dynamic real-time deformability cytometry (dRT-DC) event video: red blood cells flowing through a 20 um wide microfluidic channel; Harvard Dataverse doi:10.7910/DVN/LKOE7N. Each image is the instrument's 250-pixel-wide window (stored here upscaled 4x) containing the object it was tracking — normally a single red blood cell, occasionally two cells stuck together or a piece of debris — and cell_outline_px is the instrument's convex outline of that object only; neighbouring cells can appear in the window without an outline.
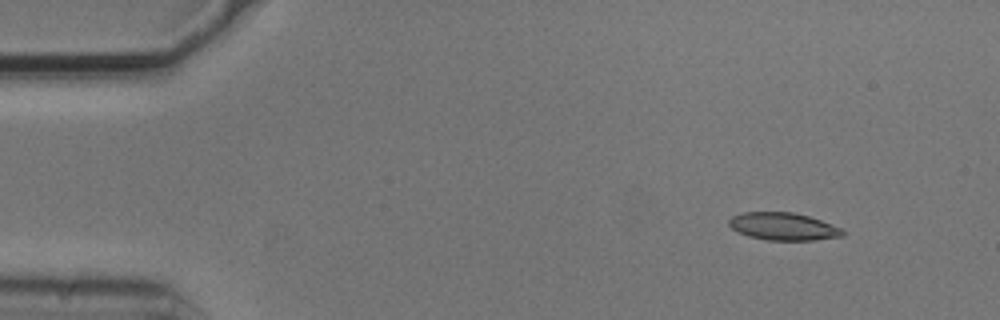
{"species": "common noctule bat (a hibernating species)", "species_latin": "Nyctalus noctula", "temperature_condition": "cold", "stored_images_in_passage": 6, "camera_frame_rate_fps": 3000, "um_per_image_px": 0.085, "animal": {"sex": "male", "body_mass_g": 20.5, "forearm_length_mm": 52.5}, "frame": {"image": 1, "passage_image": 2, "time_ms": 0.333, "image_size_px": [1000, 320], "cell_outline_px": [[844, 236], [812, 240], [764, 240], [748, 236], [732, 228], [728, 224], [728, 220], [732, 216], [744, 212], [792, 212], [808, 216], [820, 220], [840, 228], [844, 232]], "centroid_in_image_um": [66.55, 19.25], "position_along_channel_um": 18.5, "area_um2": 18.09}}